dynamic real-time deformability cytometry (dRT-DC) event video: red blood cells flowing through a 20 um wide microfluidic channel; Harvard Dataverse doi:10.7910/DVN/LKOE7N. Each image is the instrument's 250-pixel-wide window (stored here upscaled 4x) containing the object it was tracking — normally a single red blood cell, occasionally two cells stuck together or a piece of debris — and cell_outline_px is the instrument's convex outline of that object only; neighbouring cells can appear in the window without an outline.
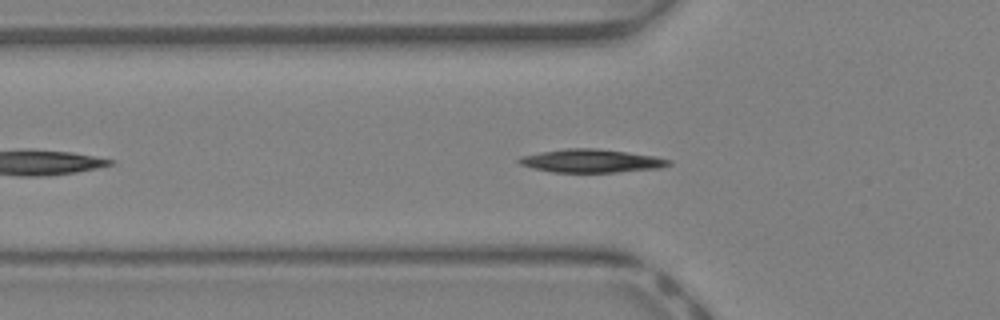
{"species": "Egyptian fruit bat (a non-hibernating species)", "species_latin": "Rousettus aegyptiacus", "temperature_condition": "warm", "stored_images_in_passage": 17, "camera_frame_rate_fps": 3000, "um_per_image_px": 0.085, "animal": {"sex": "female"}, "frame": {"image": 1, "passage_image": 6, "time_ms": 1.667, "image_size_px": [1000, 320], "cell_outline_px": [[672, 164], [660, 168], [616, 172], [552, 172], [520, 164], [516, 160], [520, 156], [540, 152], [564, 148], [596, 148], [628, 152], [656, 156], [672, 160]], "centroid_in_image_um": [50.29, 13.66], "position_along_channel_um": 75.5, "area_um2": 20.35}}
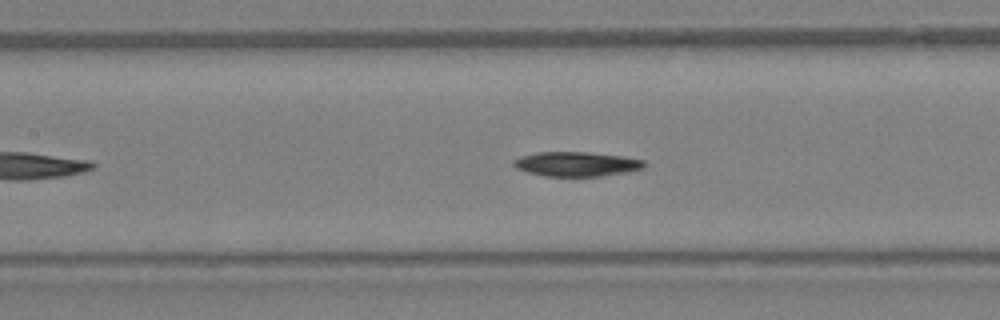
{"frame": {"image": 2, "passage_image": 11, "time_ms": 3.333, "image_size_px": [1000, 320], "cell_outline_px": [[648, 164], [644, 168], [624, 172], [600, 176], [544, 176], [528, 172], [516, 168], [512, 164], [512, 160], [520, 156], [536, 152], [588, 152], [624, 156], [644, 160]], "centroid_in_image_um": [48.99, 13.93], "position_along_channel_um": 158.4, "area_um2": 18.79}}
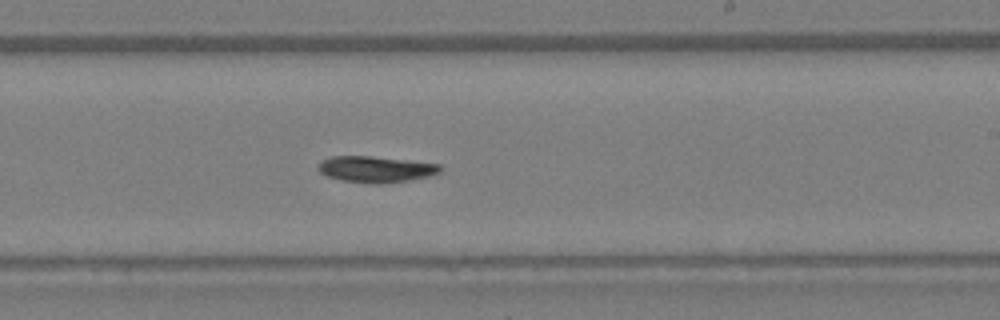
{"frame": {"image": 3, "passage_image": 17, "time_ms": 5.333, "image_size_px": [1000, 320], "cell_outline_px": [[440, 172], [428, 176], [408, 180], [380, 184], [376, 184], [344, 180], [328, 176], [320, 172], [316, 168], [324, 160], [332, 156], [372, 156], [440, 164]], "centroid_in_image_um": [31.94, 14.38], "position_along_channel_um": 257.1, "area_um2": 18.26}}